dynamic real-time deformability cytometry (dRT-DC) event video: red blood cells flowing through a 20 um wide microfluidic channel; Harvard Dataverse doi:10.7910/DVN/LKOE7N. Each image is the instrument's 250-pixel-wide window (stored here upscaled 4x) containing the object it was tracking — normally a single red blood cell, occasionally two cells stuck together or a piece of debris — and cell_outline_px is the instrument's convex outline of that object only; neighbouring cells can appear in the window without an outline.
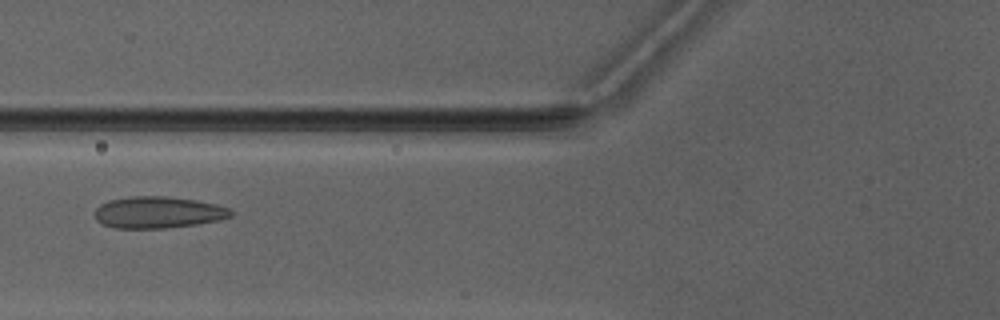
{"species": "Egyptian fruit bat (a non-hibernating species)", "species_latin": "Rousettus aegyptiacus", "temperature_condition": "warm", "stored_images_in_passage": 5, "camera_frame_rate_fps": 3000, "um_per_image_px": 0.085, "animal": {"sex": "male"}, "frame": {"image": 1, "passage_image": 5, "time_ms": 5.667, "image_size_px": [1000, 320], "cell_outline_px": [[232, 216], [220, 220], [196, 224], [168, 228], [112, 228], [96, 220], [92, 212], [100, 204], [108, 200], [132, 196], [168, 196], [196, 200], [216, 204], [228, 208], [232, 212]], "centroid_in_image_um": [13.4, 18.05], "position_along_channel_um": 112.4, "area_um2": 25.32}}